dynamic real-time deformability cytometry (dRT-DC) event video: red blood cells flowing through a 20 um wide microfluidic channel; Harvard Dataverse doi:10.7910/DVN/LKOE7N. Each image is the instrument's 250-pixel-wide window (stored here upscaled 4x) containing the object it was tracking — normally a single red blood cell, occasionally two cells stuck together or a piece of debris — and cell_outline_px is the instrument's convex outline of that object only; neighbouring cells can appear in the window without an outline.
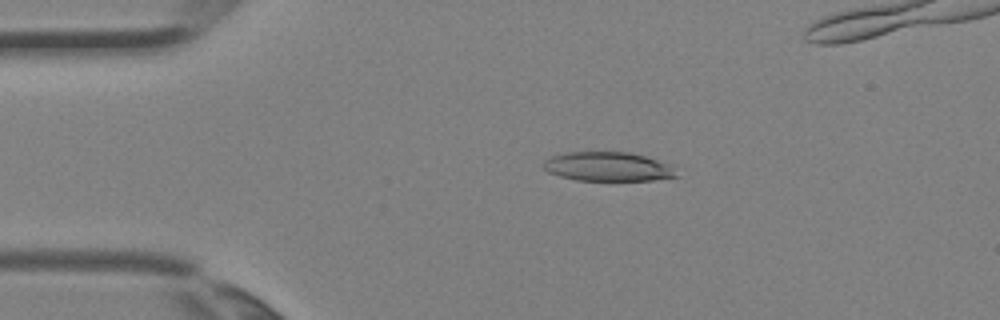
{"species": "Egyptian fruit bat (a non-hibernating species)", "species_latin": "Rousettus aegyptiacus", "temperature_condition": "room temperature", "stored_images_in_passage": 5, "camera_frame_rate_fps": 3000, "um_per_image_px": 0.085, "animal": {"sex": "female"}, "frame": {"image": 1, "passage_image": 3, "time_ms": 0.667, "image_size_px": [1000, 320], "cell_outline_px": [[680, 176], [652, 180], [576, 180], [560, 176], [548, 172], [544, 168], [544, 160], [552, 156], [568, 152], [628, 152], [644, 156], [656, 160], [672, 168]], "centroid_in_image_um": [51.63, 14.16], "position_along_channel_um": 33.4, "area_um2": 22.2}}